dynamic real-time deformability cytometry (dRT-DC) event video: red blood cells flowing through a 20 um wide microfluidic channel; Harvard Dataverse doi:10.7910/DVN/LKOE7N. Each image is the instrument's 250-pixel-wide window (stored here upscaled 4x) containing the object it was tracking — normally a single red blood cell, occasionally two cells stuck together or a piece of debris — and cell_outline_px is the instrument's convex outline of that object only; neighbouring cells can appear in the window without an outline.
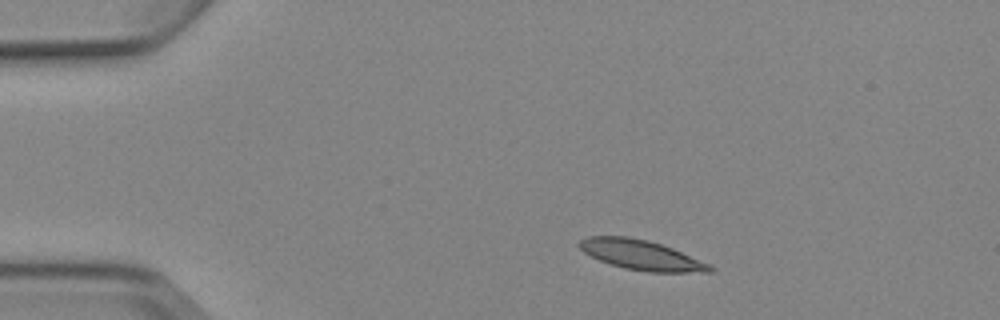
{"species": "Egyptian fruit bat (a non-hibernating species)", "species_latin": "Rousettus aegyptiacus", "temperature_condition": "cold", "stored_images_in_passage": 4, "camera_frame_rate_fps": 3000, "um_per_image_px": 0.085, "animal": {"sex": "female"}, "frame": {"image": 1, "passage_image": 1, "time_ms": 0.0, "image_size_px": [1000, 320], "cell_outline_px": [[716, 268], [712, 272], [648, 272], [624, 268], [600, 260], [584, 252], [576, 244], [580, 240], [588, 236], [628, 236], [648, 240], [672, 248], [708, 264]], "centroid_in_image_um": [54.48, 21.67], "position_along_channel_um": 30.5, "area_um2": 22.48}}
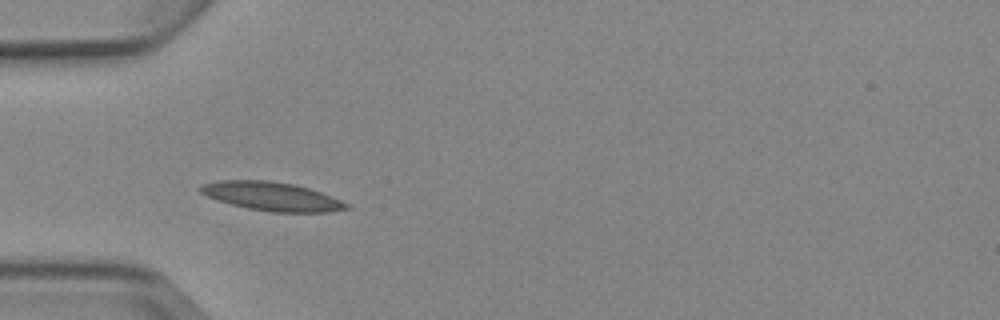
{"frame": {"image": 2, "passage_image": 3, "time_ms": 2.333, "image_size_px": [1000, 320], "cell_outline_px": [[352, 208], [328, 212], [272, 212], [248, 208], [232, 204], [208, 196], [200, 192], [196, 188], [204, 184], [220, 180], [268, 180], [296, 184], [332, 196], [348, 204]], "centroid_in_image_um": [23.13, 16.68], "position_along_channel_um": 61.9, "area_um2": 24.28}}
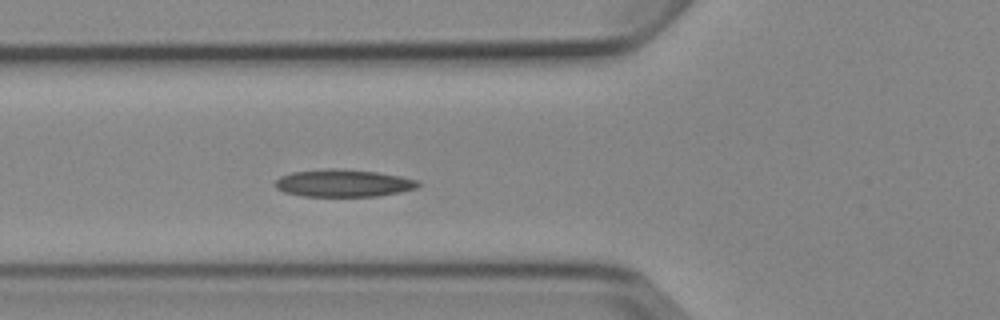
{"frame": {"image": 3, "passage_image": 4, "time_ms": 3.333, "image_size_px": [1000, 320], "cell_outline_px": [[420, 184], [416, 188], [400, 192], [376, 196], [304, 196], [284, 192], [276, 188], [272, 184], [280, 176], [292, 172], [324, 168], [340, 168], [376, 172], [400, 176], [420, 180]], "centroid_in_image_um": [29.16, 15.56], "position_along_channel_um": 96.6, "area_um2": 23.0}}